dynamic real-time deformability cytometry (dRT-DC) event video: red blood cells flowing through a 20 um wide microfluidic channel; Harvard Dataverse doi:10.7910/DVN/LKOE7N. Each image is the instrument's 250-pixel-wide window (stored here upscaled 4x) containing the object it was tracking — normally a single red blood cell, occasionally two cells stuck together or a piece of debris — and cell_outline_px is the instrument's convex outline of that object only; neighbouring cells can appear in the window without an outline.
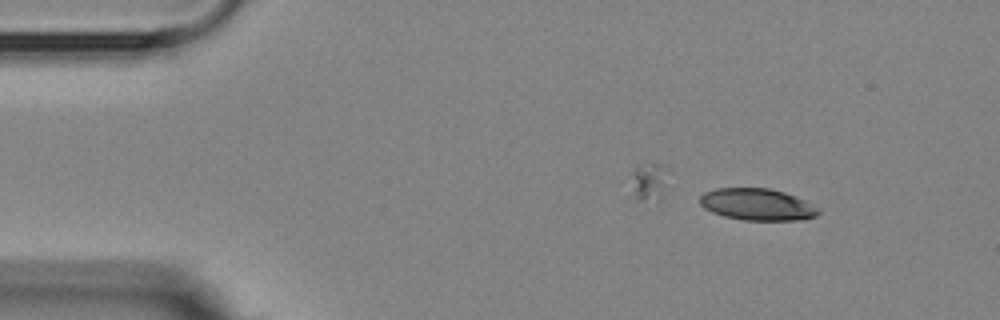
{"species": "Egyptian fruit bat (a non-hibernating species)", "species_latin": "Rousettus aegyptiacus", "temperature_condition": "room temperature", "stored_images_in_passage": 5, "camera_frame_rate_fps": 3000, "um_per_image_px": 0.085, "animal": {"sex": "female"}, "frame": {"image": 1, "passage_image": 2, "time_ms": 1.333, "image_size_px": [1000, 320], "cell_outline_px": [[820, 212], [816, 216], [804, 220], [744, 220], [724, 216], [712, 212], [704, 208], [700, 204], [700, 196], [704, 192], [716, 188], [768, 188], [784, 192], [804, 200], [820, 208]], "centroid_in_image_um": [64.37, 17.38], "position_along_channel_um": 20.6, "area_um2": 22.02}}